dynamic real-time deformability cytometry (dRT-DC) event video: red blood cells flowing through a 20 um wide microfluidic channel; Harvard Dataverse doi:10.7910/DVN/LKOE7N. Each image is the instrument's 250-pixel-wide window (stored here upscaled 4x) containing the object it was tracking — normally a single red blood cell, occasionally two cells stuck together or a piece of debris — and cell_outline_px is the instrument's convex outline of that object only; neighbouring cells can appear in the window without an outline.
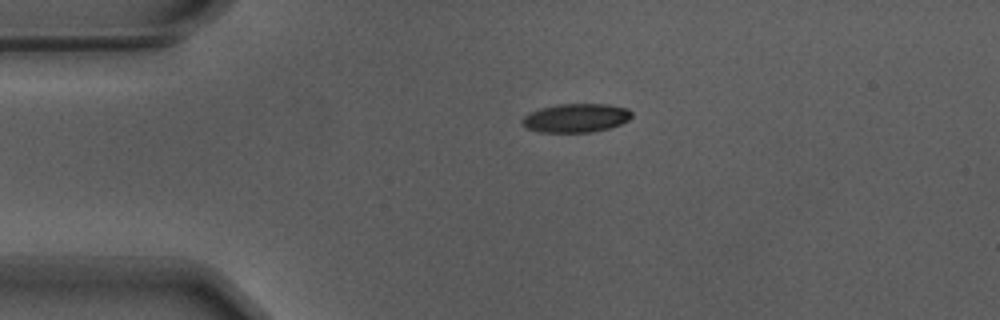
{"species": "Egyptian fruit bat (a non-hibernating species)", "species_latin": "Rousettus aegyptiacus", "temperature_condition": "warm", "stored_images_in_passage": 34, "camera_frame_rate_fps": 3000, "um_per_image_px": 0.085, "animal": {"sex": "male"}, "frame": {"image": 1, "passage_image": 1, "time_ms": 0.0, "image_size_px": [1000, 320], "cell_outline_px": [[632, 116], [628, 120], [620, 124], [608, 128], [592, 132], [540, 132], [528, 128], [520, 124], [524, 116], [540, 108], [560, 104], [608, 104], [628, 108], [632, 112]], "centroid_in_image_um": [48.97, 10.02], "position_along_channel_um": 36.0, "area_um2": 18.26}}
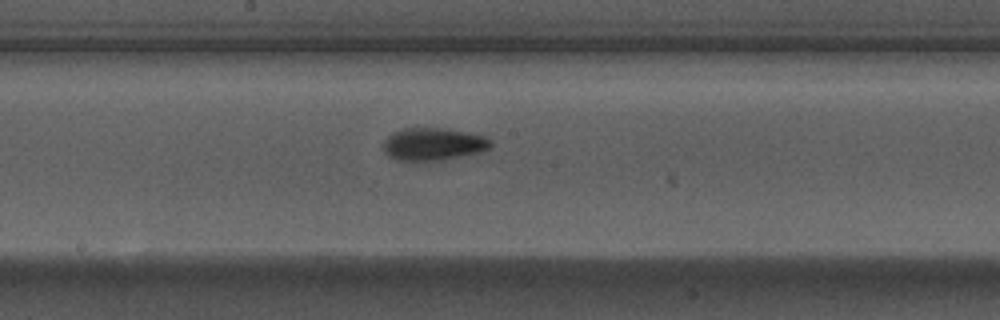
{"frame": {"image": 2, "passage_image": 18, "time_ms": 5.667, "image_size_px": [1000, 320], "cell_outline_px": [[492, 148], [480, 152], [440, 160], [396, 160], [388, 156], [384, 152], [384, 140], [392, 132], [400, 128], [444, 128], [484, 136], [492, 140]], "centroid_in_image_um": [36.82, 12.24], "position_along_channel_um": 211.4, "area_um2": 20.35}}
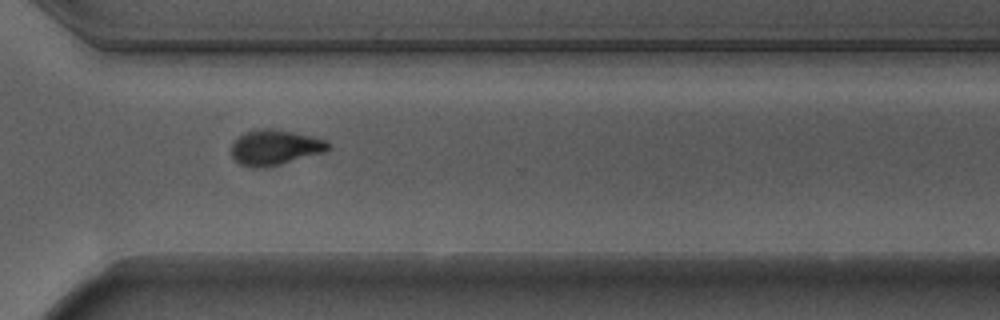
{"frame": {"image": 3, "passage_image": 29, "time_ms": 9.333, "image_size_px": [1000, 320], "cell_outline_px": [[332, 144], [324, 152], [268, 168], [252, 168], [240, 164], [232, 156], [232, 144], [244, 132], [260, 128], [268, 128], [292, 132], [328, 140]], "centroid_in_image_um": [23.38, 12.54], "position_along_channel_um": 347.2, "area_um2": 19.94}, "authors_computed_cell_mechanics": {"area_um2": 19.8832, "velocity_mm_per_s": 3.7076, "shape_relaxation_time_tau1_ms": 4.2275, "shape_relaxation_time_tau2_ms": 1.8383, "deformation_change_tau1": 0.1476, "deformation_change_tau2": 0.0781}}